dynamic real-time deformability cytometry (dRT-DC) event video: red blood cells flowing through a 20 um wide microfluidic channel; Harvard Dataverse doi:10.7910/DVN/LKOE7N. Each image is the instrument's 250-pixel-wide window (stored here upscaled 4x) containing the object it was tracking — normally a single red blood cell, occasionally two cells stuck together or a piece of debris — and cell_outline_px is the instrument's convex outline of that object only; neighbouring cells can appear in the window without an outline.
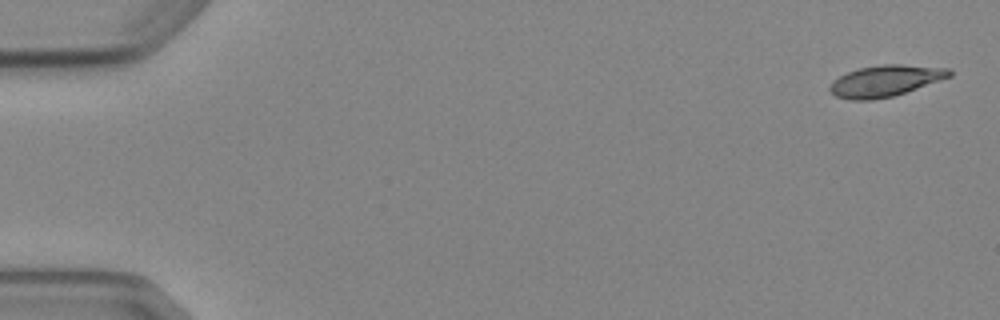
{"species": "Egyptian fruit bat (a non-hibernating species)", "species_latin": "Rousettus aegyptiacus", "temperature_condition": "cold", "stored_images_in_passage": 5, "camera_frame_rate_fps": 3000, "um_per_image_px": 0.085, "animal": {"sex": "female"}, "frame": {"image": 1, "passage_image": 1, "time_ms": 0.0, "image_size_px": [1000, 320], "cell_outline_px": [[952, 76], [892, 96], [872, 100], [852, 100], [836, 96], [828, 88], [840, 76], [848, 72], [860, 68], [880, 64], [900, 64], [948, 68], [952, 72]], "centroid_in_image_um": [75.27, 6.86], "position_along_channel_um": 9.7, "area_um2": 21.39}}
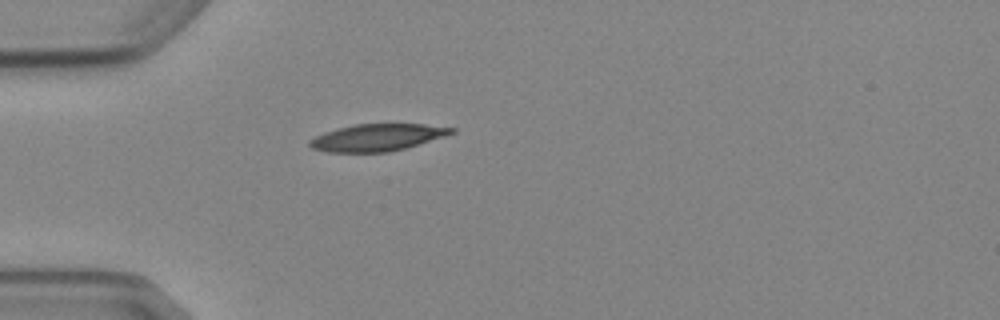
{"frame": {"image": 2, "passage_image": 5, "time_ms": 4.667, "image_size_px": [1000, 320], "cell_outline_px": [[456, 132], [444, 136], [404, 148], [388, 152], [328, 152], [312, 148], [308, 144], [308, 140], [324, 132], [352, 124], [424, 124], [456, 128]], "centroid_in_image_um": [32.04, 11.68], "position_along_channel_um": 53.0, "area_um2": 22.2}}